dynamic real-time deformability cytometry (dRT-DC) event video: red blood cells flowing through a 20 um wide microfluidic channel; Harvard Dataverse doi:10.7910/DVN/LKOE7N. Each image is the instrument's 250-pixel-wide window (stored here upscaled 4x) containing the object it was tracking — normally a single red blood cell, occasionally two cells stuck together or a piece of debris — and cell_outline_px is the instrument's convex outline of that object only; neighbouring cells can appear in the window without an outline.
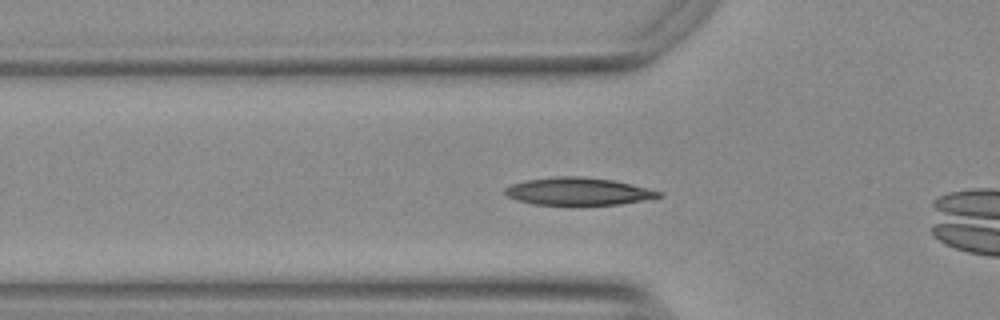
{"species": "Egyptian fruit bat (a non-hibernating species)", "species_latin": "Rousettus aegyptiacus", "temperature_condition": "warm", "stored_images_in_passage": 12, "camera_frame_rate_fps": 3000, "um_per_image_px": 0.085, "animal": {"sex": "female"}, "frame": {"image": 1, "passage_image": 10, "time_ms": 3.0, "image_size_px": [1000, 320], "cell_outline_px": [[664, 196], [620, 204], [572, 208], [532, 204], [516, 200], [508, 196], [504, 192], [504, 188], [512, 184], [524, 180], [556, 176], [576, 176], [612, 180], [632, 184], [660, 192]], "centroid_in_image_um": [49.08, 16.32], "position_along_channel_um": 76.7, "area_um2": 25.61}}